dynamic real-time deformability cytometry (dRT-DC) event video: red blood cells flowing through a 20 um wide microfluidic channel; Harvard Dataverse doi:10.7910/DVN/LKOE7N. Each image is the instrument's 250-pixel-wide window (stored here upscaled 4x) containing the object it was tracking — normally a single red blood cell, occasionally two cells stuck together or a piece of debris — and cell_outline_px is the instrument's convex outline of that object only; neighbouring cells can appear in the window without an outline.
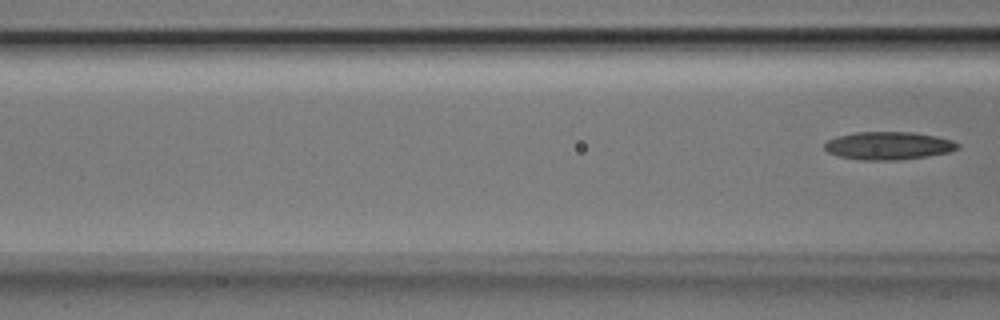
{"species": "Egyptian fruit bat (a non-hibernating species)", "species_latin": "Rousettus aegyptiacus", "temperature_condition": "room temperature", "stored_images_in_passage": 7, "camera_frame_rate_fps": 3000, "um_per_image_px": 0.085, "animal": {"sex": "male"}, "frame": {"image": 1, "passage_image": 7, "time_ms": 2.0, "image_size_px": [1000, 320], "cell_outline_px": [[960, 148], [948, 152], [928, 156], [900, 160], [860, 160], [840, 156], [828, 152], [824, 148], [824, 144], [828, 140], [836, 136], [856, 132], [912, 132], [936, 136], [952, 140], [960, 144]], "centroid_in_image_um": [75.53, 12.38], "position_along_channel_um": 91.1, "area_um2": 21.73}}